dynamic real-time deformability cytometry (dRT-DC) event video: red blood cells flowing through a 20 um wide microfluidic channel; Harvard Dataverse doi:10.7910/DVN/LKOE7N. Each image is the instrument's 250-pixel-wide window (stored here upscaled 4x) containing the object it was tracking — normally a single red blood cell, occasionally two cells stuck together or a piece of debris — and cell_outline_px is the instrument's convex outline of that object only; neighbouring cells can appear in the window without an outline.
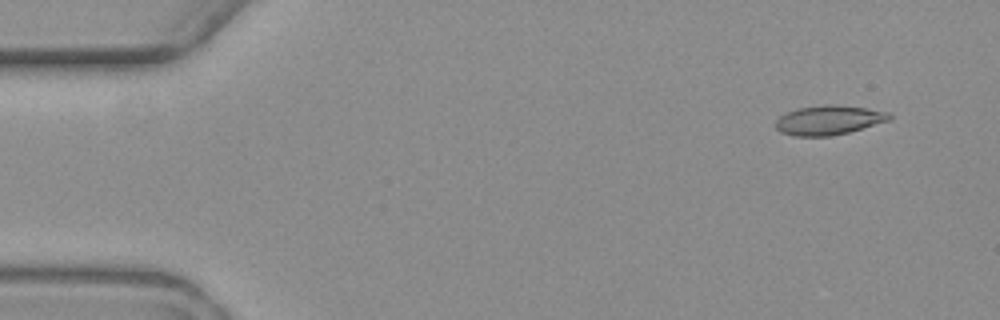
{"species": "common noctule bat (a hibernating species)", "species_latin": "Nyctalus noctula", "temperature_condition": "warm", "stored_images_in_passage": 4, "camera_frame_rate_fps": 3000, "um_per_image_px": 0.085, "animal": {"sex": "female", "body_mass_g": 19.3, "forearm_length_mm": 54.1}, "frame": {"image": 1, "passage_image": 1, "time_ms": 0.0, "image_size_px": [1000, 320], "cell_outline_px": [[892, 120], [848, 132], [828, 136], [796, 136], [780, 132], [776, 128], [776, 120], [780, 116], [796, 108], [824, 104], [836, 104], [864, 108], [888, 112], [892, 116]], "centroid_in_image_um": [70.45, 10.2], "position_along_channel_um": 14.6, "area_um2": 19.48}}
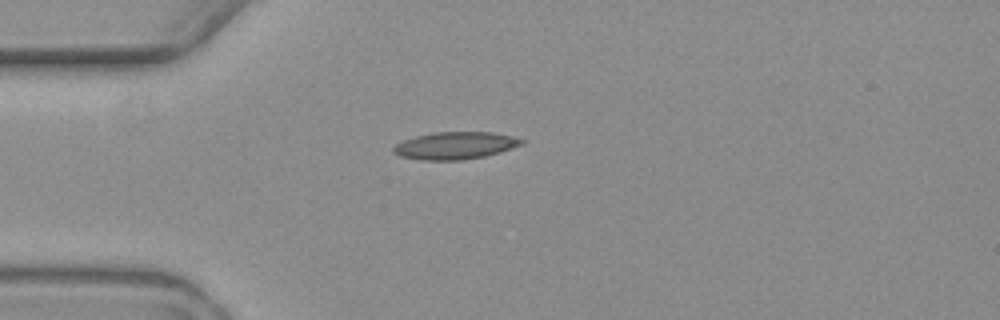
{"frame": {"image": 2, "passage_image": 4, "time_ms": 3.667, "image_size_px": [1000, 320], "cell_outline_px": [[528, 140], [524, 144], [500, 152], [484, 156], [460, 160], [420, 160], [400, 156], [392, 152], [392, 148], [396, 144], [404, 140], [416, 136], [432, 132], [492, 132], [512, 136]], "centroid_in_image_um": [38.71, 12.37], "position_along_channel_um": 46.3, "area_um2": 20.52}}